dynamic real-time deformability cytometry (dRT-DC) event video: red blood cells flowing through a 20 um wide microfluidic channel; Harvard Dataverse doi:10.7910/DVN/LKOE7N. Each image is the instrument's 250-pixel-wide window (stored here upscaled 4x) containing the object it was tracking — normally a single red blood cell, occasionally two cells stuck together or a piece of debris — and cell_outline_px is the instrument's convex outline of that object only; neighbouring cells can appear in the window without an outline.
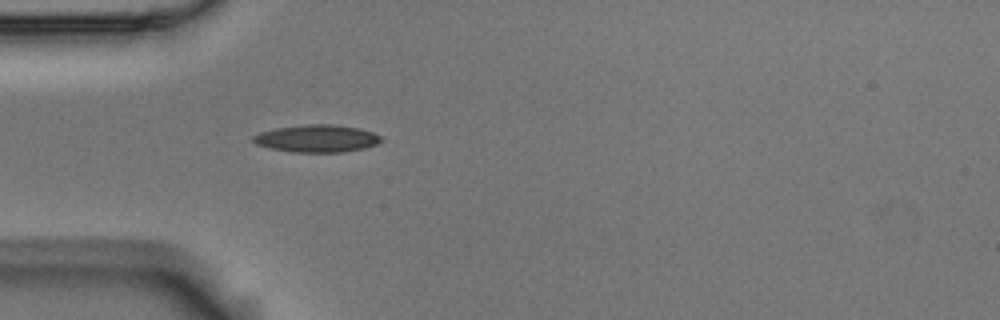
{"species": "Egyptian fruit bat (a non-hibernating species)", "species_latin": "Rousettus aegyptiacus", "temperature_condition": "room temperature", "stored_images_in_passage": 1, "camera_frame_rate_fps": 3000, "um_per_image_px": 0.085, "animal": {"sex": "male"}, "frame": {"image": 1, "passage_image": 1, "time_ms": 0.0, "image_size_px": [1000, 320], "cell_outline_px": [[384, 140], [376, 144], [364, 148], [344, 152], [292, 152], [272, 148], [256, 144], [252, 140], [252, 136], [260, 132], [276, 128], [308, 124], [336, 124], [360, 128], [372, 132], [380, 136]], "centroid_in_image_um": [26.96, 11.76], "position_along_channel_um": 58.0, "area_um2": 20.46}}